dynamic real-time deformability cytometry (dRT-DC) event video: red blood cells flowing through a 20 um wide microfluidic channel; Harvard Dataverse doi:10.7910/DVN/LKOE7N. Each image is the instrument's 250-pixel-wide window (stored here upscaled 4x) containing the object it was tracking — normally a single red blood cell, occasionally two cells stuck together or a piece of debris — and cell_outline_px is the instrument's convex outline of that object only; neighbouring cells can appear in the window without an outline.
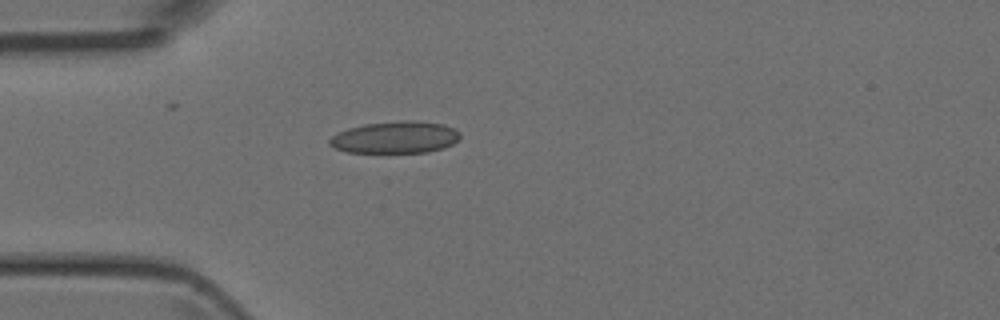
{"species": "Egyptian fruit bat (a non-hibernating species)", "species_latin": "Rousettus aegyptiacus", "temperature_condition": "room temperature", "stored_images_in_passage": 1, "camera_frame_rate_fps": 3000, "um_per_image_px": 0.085, "animal": {"sex": "female"}, "frame": {"image": 1, "passage_image": 1, "time_ms": 0.0, "image_size_px": [1000, 320], "cell_outline_px": [[460, 136], [452, 144], [444, 148], [428, 152], [348, 152], [336, 148], [328, 144], [328, 140], [332, 136], [348, 128], [364, 124], [400, 120], [412, 120], [444, 124], [456, 128], [460, 132]], "centroid_in_image_um": [33.62, 11.66], "position_along_channel_um": 51.4, "area_um2": 24.33}}